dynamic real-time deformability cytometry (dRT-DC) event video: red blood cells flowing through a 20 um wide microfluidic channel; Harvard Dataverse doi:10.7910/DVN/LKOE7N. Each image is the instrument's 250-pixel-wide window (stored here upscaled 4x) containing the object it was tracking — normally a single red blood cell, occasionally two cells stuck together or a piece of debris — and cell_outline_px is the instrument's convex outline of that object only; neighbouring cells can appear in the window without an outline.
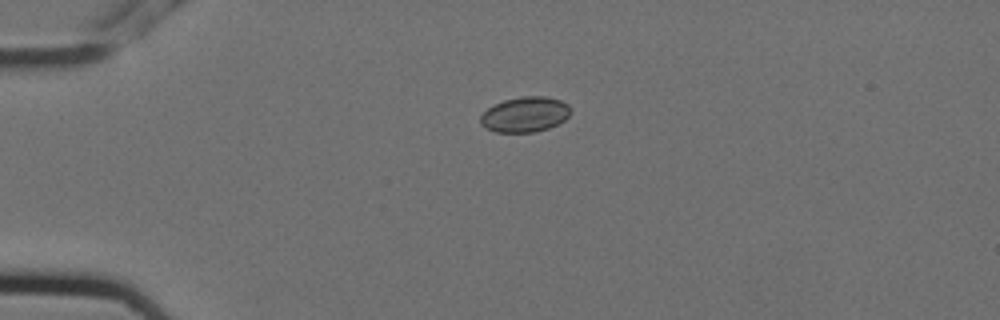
{"species": "Egyptian fruit bat (a non-hibernating species)", "species_latin": "Rousettus aegyptiacus", "temperature_condition": "cold", "stored_images_in_passage": 6, "camera_frame_rate_fps": 3000, "um_per_image_px": 0.085, "animal": {"sex": "female"}, "frame": {"image": 1, "passage_image": 5, "time_ms": 1.333, "image_size_px": [1000, 320], "cell_outline_px": [[568, 116], [564, 120], [548, 128], [532, 132], [496, 132], [484, 128], [480, 124], [480, 116], [488, 108], [504, 100], [524, 96], [544, 96], [560, 100], [568, 104]], "centroid_in_image_um": [44.58, 9.73], "position_along_channel_um": 40.4, "area_um2": 18.26}}